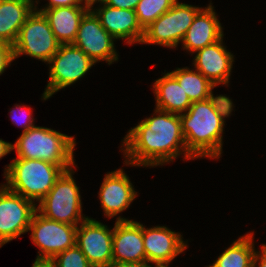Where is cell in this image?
<instances>
[{
  "instance_id": "obj_1",
  "label": "cell",
  "mask_w": 266,
  "mask_h": 267,
  "mask_svg": "<svg viewBox=\"0 0 266 267\" xmlns=\"http://www.w3.org/2000/svg\"><path fill=\"white\" fill-rule=\"evenodd\" d=\"M153 115L141 120L122 140L121 151L127 166L156 167L171 163L180 155L194 158L187 152L180 115L154 109ZM155 115V116H154Z\"/></svg>"
},
{
  "instance_id": "obj_2",
  "label": "cell",
  "mask_w": 266,
  "mask_h": 267,
  "mask_svg": "<svg viewBox=\"0 0 266 267\" xmlns=\"http://www.w3.org/2000/svg\"><path fill=\"white\" fill-rule=\"evenodd\" d=\"M187 152L194 158L218 159L223 147L225 122L209 99L192 102L180 115Z\"/></svg>"
},
{
  "instance_id": "obj_3",
  "label": "cell",
  "mask_w": 266,
  "mask_h": 267,
  "mask_svg": "<svg viewBox=\"0 0 266 267\" xmlns=\"http://www.w3.org/2000/svg\"><path fill=\"white\" fill-rule=\"evenodd\" d=\"M73 167H59L40 159L13 158L4 169L10 191L31 201L40 202L54 186L61 174Z\"/></svg>"
},
{
  "instance_id": "obj_4",
  "label": "cell",
  "mask_w": 266,
  "mask_h": 267,
  "mask_svg": "<svg viewBox=\"0 0 266 267\" xmlns=\"http://www.w3.org/2000/svg\"><path fill=\"white\" fill-rule=\"evenodd\" d=\"M74 136H68L47 127L34 126L22 132L13 150L16 158L40 159L59 167H76L74 161Z\"/></svg>"
},
{
  "instance_id": "obj_5",
  "label": "cell",
  "mask_w": 266,
  "mask_h": 267,
  "mask_svg": "<svg viewBox=\"0 0 266 267\" xmlns=\"http://www.w3.org/2000/svg\"><path fill=\"white\" fill-rule=\"evenodd\" d=\"M74 168L61 174L48 194L36 204V210L47 219L78 226L88 216L82 214L80 190L73 179Z\"/></svg>"
},
{
  "instance_id": "obj_6",
  "label": "cell",
  "mask_w": 266,
  "mask_h": 267,
  "mask_svg": "<svg viewBox=\"0 0 266 267\" xmlns=\"http://www.w3.org/2000/svg\"><path fill=\"white\" fill-rule=\"evenodd\" d=\"M202 7L177 1L168 11L144 29L141 44L177 48Z\"/></svg>"
},
{
  "instance_id": "obj_7",
  "label": "cell",
  "mask_w": 266,
  "mask_h": 267,
  "mask_svg": "<svg viewBox=\"0 0 266 267\" xmlns=\"http://www.w3.org/2000/svg\"><path fill=\"white\" fill-rule=\"evenodd\" d=\"M49 64V80L42 100L65 87L74 84L96 63L73 44H60L58 51L52 56Z\"/></svg>"
},
{
  "instance_id": "obj_8",
  "label": "cell",
  "mask_w": 266,
  "mask_h": 267,
  "mask_svg": "<svg viewBox=\"0 0 266 267\" xmlns=\"http://www.w3.org/2000/svg\"><path fill=\"white\" fill-rule=\"evenodd\" d=\"M57 41L47 18L43 13L33 10L21 27L13 44L14 59L27 55L48 63L58 51Z\"/></svg>"
},
{
  "instance_id": "obj_9",
  "label": "cell",
  "mask_w": 266,
  "mask_h": 267,
  "mask_svg": "<svg viewBox=\"0 0 266 267\" xmlns=\"http://www.w3.org/2000/svg\"><path fill=\"white\" fill-rule=\"evenodd\" d=\"M77 225H70L34 213L29 230L31 240L40 250L37 259H52L55 255L76 245Z\"/></svg>"
},
{
  "instance_id": "obj_10",
  "label": "cell",
  "mask_w": 266,
  "mask_h": 267,
  "mask_svg": "<svg viewBox=\"0 0 266 267\" xmlns=\"http://www.w3.org/2000/svg\"><path fill=\"white\" fill-rule=\"evenodd\" d=\"M36 203L0 185V248L28 232Z\"/></svg>"
},
{
  "instance_id": "obj_11",
  "label": "cell",
  "mask_w": 266,
  "mask_h": 267,
  "mask_svg": "<svg viewBox=\"0 0 266 267\" xmlns=\"http://www.w3.org/2000/svg\"><path fill=\"white\" fill-rule=\"evenodd\" d=\"M115 40L102 27L94 12L89 9L80 21L73 45L78 47L95 63L105 61L110 65L119 59L114 46Z\"/></svg>"
},
{
  "instance_id": "obj_12",
  "label": "cell",
  "mask_w": 266,
  "mask_h": 267,
  "mask_svg": "<svg viewBox=\"0 0 266 267\" xmlns=\"http://www.w3.org/2000/svg\"><path fill=\"white\" fill-rule=\"evenodd\" d=\"M112 242L113 228L106 224L88 217L78 225L76 245L93 267L112 265Z\"/></svg>"
},
{
  "instance_id": "obj_13",
  "label": "cell",
  "mask_w": 266,
  "mask_h": 267,
  "mask_svg": "<svg viewBox=\"0 0 266 267\" xmlns=\"http://www.w3.org/2000/svg\"><path fill=\"white\" fill-rule=\"evenodd\" d=\"M143 242L146 262L158 267H169L168 265L188 248V241L185 242L179 232L166 226L145 228L143 225Z\"/></svg>"
},
{
  "instance_id": "obj_14",
  "label": "cell",
  "mask_w": 266,
  "mask_h": 267,
  "mask_svg": "<svg viewBox=\"0 0 266 267\" xmlns=\"http://www.w3.org/2000/svg\"><path fill=\"white\" fill-rule=\"evenodd\" d=\"M95 3H99L100 6L93 9ZM89 4L102 27L115 39L125 40L128 45L142 42L144 29L138 22L135 10L113 8L101 0H93Z\"/></svg>"
},
{
  "instance_id": "obj_15",
  "label": "cell",
  "mask_w": 266,
  "mask_h": 267,
  "mask_svg": "<svg viewBox=\"0 0 266 267\" xmlns=\"http://www.w3.org/2000/svg\"><path fill=\"white\" fill-rule=\"evenodd\" d=\"M113 227V263L146 262L143 224L117 216Z\"/></svg>"
},
{
  "instance_id": "obj_16",
  "label": "cell",
  "mask_w": 266,
  "mask_h": 267,
  "mask_svg": "<svg viewBox=\"0 0 266 267\" xmlns=\"http://www.w3.org/2000/svg\"><path fill=\"white\" fill-rule=\"evenodd\" d=\"M137 193L123 169L108 172L98 193L105 217L113 218L124 212L137 197Z\"/></svg>"
},
{
  "instance_id": "obj_17",
  "label": "cell",
  "mask_w": 266,
  "mask_h": 267,
  "mask_svg": "<svg viewBox=\"0 0 266 267\" xmlns=\"http://www.w3.org/2000/svg\"><path fill=\"white\" fill-rule=\"evenodd\" d=\"M222 37L219 41L197 50L193 58L194 69L214 85H229L234 55L226 49Z\"/></svg>"
},
{
  "instance_id": "obj_18",
  "label": "cell",
  "mask_w": 266,
  "mask_h": 267,
  "mask_svg": "<svg viewBox=\"0 0 266 267\" xmlns=\"http://www.w3.org/2000/svg\"><path fill=\"white\" fill-rule=\"evenodd\" d=\"M216 14L211 2L196 14L182 40L184 50L193 54L224 36L223 27Z\"/></svg>"
},
{
  "instance_id": "obj_19",
  "label": "cell",
  "mask_w": 266,
  "mask_h": 267,
  "mask_svg": "<svg viewBox=\"0 0 266 267\" xmlns=\"http://www.w3.org/2000/svg\"><path fill=\"white\" fill-rule=\"evenodd\" d=\"M90 6H69L45 9L42 13L60 44H73L79 24Z\"/></svg>"
},
{
  "instance_id": "obj_20",
  "label": "cell",
  "mask_w": 266,
  "mask_h": 267,
  "mask_svg": "<svg viewBox=\"0 0 266 267\" xmlns=\"http://www.w3.org/2000/svg\"><path fill=\"white\" fill-rule=\"evenodd\" d=\"M33 10L34 0H0V42L13 45Z\"/></svg>"
},
{
  "instance_id": "obj_21",
  "label": "cell",
  "mask_w": 266,
  "mask_h": 267,
  "mask_svg": "<svg viewBox=\"0 0 266 267\" xmlns=\"http://www.w3.org/2000/svg\"><path fill=\"white\" fill-rule=\"evenodd\" d=\"M153 93L155 95V108L173 114H184L192 102L184 92L176 78L170 73H163L153 83Z\"/></svg>"
},
{
  "instance_id": "obj_22",
  "label": "cell",
  "mask_w": 266,
  "mask_h": 267,
  "mask_svg": "<svg viewBox=\"0 0 266 267\" xmlns=\"http://www.w3.org/2000/svg\"><path fill=\"white\" fill-rule=\"evenodd\" d=\"M254 232L239 237L230 247L218 256L214 263L207 267H253L256 253L253 236Z\"/></svg>"
},
{
  "instance_id": "obj_23",
  "label": "cell",
  "mask_w": 266,
  "mask_h": 267,
  "mask_svg": "<svg viewBox=\"0 0 266 267\" xmlns=\"http://www.w3.org/2000/svg\"><path fill=\"white\" fill-rule=\"evenodd\" d=\"M178 81L191 102L202 101L209 98L210 89L214 86L198 70L188 67L176 68L170 72Z\"/></svg>"
},
{
  "instance_id": "obj_24",
  "label": "cell",
  "mask_w": 266,
  "mask_h": 267,
  "mask_svg": "<svg viewBox=\"0 0 266 267\" xmlns=\"http://www.w3.org/2000/svg\"><path fill=\"white\" fill-rule=\"evenodd\" d=\"M178 0H140L135 8L139 24L143 29L168 11Z\"/></svg>"
},
{
  "instance_id": "obj_25",
  "label": "cell",
  "mask_w": 266,
  "mask_h": 267,
  "mask_svg": "<svg viewBox=\"0 0 266 267\" xmlns=\"http://www.w3.org/2000/svg\"><path fill=\"white\" fill-rule=\"evenodd\" d=\"M51 260L55 267H93L77 245L58 253Z\"/></svg>"
},
{
  "instance_id": "obj_26",
  "label": "cell",
  "mask_w": 266,
  "mask_h": 267,
  "mask_svg": "<svg viewBox=\"0 0 266 267\" xmlns=\"http://www.w3.org/2000/svg\"><path fill=\"white\" fill-rule=\"evenodd\" d=\"M15 108L10 110V116L12 120V123L15 124L17 127L21 126L23 128V132L28 131L30 128L34 127V118L32 116V109L30 107H26L24 104L23 106L16 104V106H14ZM21 112V114L23 115V120L21 119V115L19 113ZM22 120V121H21Z\"/></svg>"
},
{
  "instance_id": "obj_27",
  "label": "cell",
  "mask_w": 266,
  "mask_h": 267,
  "mask_svg": "<svg viewBox=\"0 0 266 267\" xmlns=\"http://www.w3.org/2000/svg\"><path fill=\"white\" fill-rule=\"evenodd\" d=\"M216 85H214L209 92V101L211 102L213 108L218 112V114L221 116V118L225 121V118H228L231 116L234 105L232 102V99L227 97L226 95H216L213 94V88H215Z\"/></svg>"
},
{
  "instance_id": "obj_28",
  "label": "cell",
  "mask_w": 266,
  "mask_h": 267,
  "mask_svg": "<svg viewBox=\"0 0 266 267\" xmlns=\"http://www.w3.org/2000/svg\"><path fill=\"white\" fill-rule=\"evenodd\" d=\"M34 10L38 12H43L45 9L57 8V7H69V6H90L88 0H48L45 7L37 8L39 1H34ZM83 3V4H82Z\"/></svg>"
},
{
  "instance_id": "obj_29",
  "label": "cell",
  "mask_w": 266,
  "mask_h": 267,
  "mask_svg": "<svg viewBox=\"0 0 266 267\" xmlns=\"http://www.w3.org/2000/svg\"><path fill=\"white\" fill-rule=\"evenodd\" d=\"M14 60L13 45L0 42V75L4 73Z\"/></svg>"
},
{
  "instance_id": "obj_30",
  "label": "cell",
  "mask_w": 266,
  "mask_h": 267,
  "mask_svg": "<svg viewBox=\"0 0 266 267\" xmlns=\"http://www.w3.org/2000/svg\"><path fill=\"white\" fill-rule=\"evenodd\" d=\"M104 4L113 8L135 10L140 0H101Z\"/></svg>"
},
{
  "instance_id": "obj_31",
  "label": "cell",
  "mask_w": 266,
  "mask_h": 267,
  "mask_svg": "<svg viewBox=\"0 0 266 267\" xmlns=\"http://www.w3.org/2000/svg\"><path fill=\"white\" fill-rule=\"evenodd\" d=\"M266 267V244H262L261 251H256L253 267Z\"/></svg>"
},
{
  "instance_id": "obj_32",
  "label": "cell",
  "mask_w": 266,
  "mask_h": 267,
  "mask_svg": "<svg viewBox=\"0 0 266 267\" xmlns=\"http://www.w3.org/2000/svg\"><path fill=\"white\" fill-rule=\"evenodd\" d=\"M110 267H158L148 262H140V263H133V262H126V263H112Z\"/></svg>"
},
{
  "instance_id": "obj_33",
  "label": "cell",
  "mask_w": 266,
  "mask_h": 267,
  "mask_svg": "<svg viewBox=\"0 0 266 267\" xmlns=\"http://www.w3.org/2000/svg\"><path fill=\"white\" fill-rule=\"evenodd\" d=\"M12 150H13L12 143L0 139V159L9 154Z\"/></svg>"
},
{
  "instance_id": "obj_34",
  "label": "cell",
  "mask_w": 266,
  "mask_h": 267,
  "mask_svg": "<svg viewBox=\"0 0 266 267\" xmlns=\"http://www.w3.org/2000/svg\"><path fill=\"white\" fill-rule=\"evenodd\" d=\"M32 267H55L51 259H35Z\"/></svg>"
}]
</instances>
